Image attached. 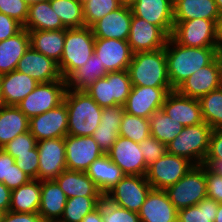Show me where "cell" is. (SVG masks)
I'll use <instances>...</instances> for the list:
<instances>
[{"label": "cell", "mask_w": 222, "mask_h": 222, "mask_svg": "<svg viewBox=\"0 0 222 222\" xmlns=\"http://www.w3.org/2000/svg\"><path fill=\"white\" fill-rule=\"evenodd\" d=\"M124 113L125 110L122 105L103 108L100 125L108 127H120Z\"/></svg>", "instance_id": "cell-52"}, {"label": "cell", "mask_w": 222, "mask_h": 222, "mask_svg": "<svg viewBox=\"0 0 222 222\" xmlns=\"http://www.w3.org/2000/svg\"><path fill=\"white\" fill-rule=\"evenodd\" d=\"M165 191L177 210L197 205L207 197L205 165H194L176 184Z\"/></svg>", "instance_id": "cell-6"}, {"label": "cell", "mask_w": 222, "mask_h": 222, "mask_svg": "<svg viewBox=\"0 0 222 222\" xmlns=\"http://www.w3.org/2000/svg\"><path fill=\"white\" fill-rule=\"evenodd\" d=\"M212 128L205 122L184 127L167 145V152L202 165L208 154Z\"/></svg>", "instance_id": "cell-5"}, {"label": "cell", "mask_w": 222, "mask_h": 222, "mask_svg": "<svg viewBox=\"0 0 222 222\" xmlns=\"http://www.w3.org/2000/svg\"><path fill=\"white\" fill-rule=\"evenodd\" d=\"M214 48L217 55L222 56V16L216 21Z\"/></svg>", "instance_id": "cell-57"}, {"label": "cell", "mask_w": 222, "mask_h": 222, "mask_svg": "<svg viewBox=\"0 0 222 222\" xmlns=\"http://www.w3.org/2000/svg\"><path fill=\"white\" fill-rule=\"evenodd\" d=\"M11 203V190L0 182V214L9 211Z\"/></svg>", "instance_id": "cell-56"}, {"label": "cell", "mask_w": 222, "mask_h": 222, "mask_svg": "<svg viewBox=\"0 0 222 222\" xmlns=\"http://www.w3.org/2000/svg\"><path fill=\"white\" fill-rule=\"evenodd\" d=\"M29 6H32L34 4L40 3V2H45L49 0H24Z\"/></svg>", "instance_id": "cell-62"}, {"label": "cell", "mask_w": 222, "mask_h": 222, "mask_svg": "<svg viewBox=\"0 0 222 222\" xmlns=\"http://www.w3.org/2000/svg\"><path fill=\"white\" fill-rule=\"evenodd\" d=\"M86 173L103 195L125 176L122 169L113 163L107 154L94 160Z\"/></svg>", "instance_id": "cell-28"}, {"label": "cell", "mask_w": 222, "mask_h": 222, "mask_svg": "<svg viewBox=\"0 0 222 222\" xmlns=\"http://www.w3.org/2000/svg\"><path fill=\"white\" fill-rule=\"evenodd\" d=\"M217 20H174L171 37L187 47H214Z\"/></svg>", "instance_id": "cell-10"}, {"label": "cell", "mask_w": 222, "mask_h": 222, "mask_svg": "<svg viewBox=\"0 0 222 222\" xmlns=\"http://www.w3.org/2000/svg\"><path fill=\"white\" fill-rule=\"evenodd\" d=\"M64 143L68 170L86 172L94 160L104 155L92 136L66 135Z\"/></svg>", "instance_id": "cell-14"}, {"label": "cell", "mask_w": 222, "mask_h": 222, "mask_svg": "<svg viewBox=\"0 0 222 222\" xmlns=\"http://www.w3.org/2000/svg\"><path fill=\"white\" fill-rule=\"evenodd\" d=\"M108 72L94 53L82 67L74 70L66 79V89L84 91Z\"/></svg>", "instance_id": "cell-31"}, {"label": "cell", "mask_w": 222, "mask_h": 222, "mask_svg": "<svg viewBox=\"0 0 222 222\" xmlns=\"http://www.w3.org/2000/svg\"><path fill=\"white\" fill-rule=\"evenodd\" d=\"M63 101L68 111V135L92 136L100 125L103 108L85 91L66 89Z\"/></svg>", "instance_id": "cell-2"}, {"label": "cell", "mask_w": 222, "mask_h": 222, "mask_svg": "<svg viewBox=\"0 0 222 222\" xmlns=\"http://www.w3.org/2000/svg\"><path fill=\"white\" fill-rule=\"evenodd\" d=\"M219 203L206 197L197 205L178 210L177 222H214Z\"/></svg>", "instance_id": "cell-38"}, {"label": "cell", "mask_w": 222, "mask_h": 222, "mask_svg": "<svg viewBox=\"0 0 222 222\" xmlns=\"http://www.w3.org/2000/svg\"><path fill=\"white\" fill-rule=\"evenodd\" d=\"M29 5L24 0H0V13L17 20L23 26L28 16Z\"/></svg>", "instance_id": "cell-48"}, {"label": "cell", "mask_w": 222, "mask_h": 222, "mask_svg": "<svg viewBox=\"0 0 222 222\" xmlns=\"http://www.w3.org/2000/svg\"><path fill=\"white\" fill-rule=\"evenodd\" d=\"M203 164L222 176V157H206Z\"/></svg>", "instance_id": "cell-58"}, {"label": "cell", "mask_w": 222, "mask_h": 222, "mask_svg": "<svg viewBox=\"0 0 222 222\" xmlns=\"http://www.w3.org/2000/svg\"><path fill=\"white\" fill-rule=\"evenodd\" d=\"M168 36L158 27L132 14L127 42L134 53L165 48Z\"/></svg>", "instance_id": "cell-17"}, {"label": "cell", "mask_w": 222, "mask_h": 222, "mask_svg": "<svg viewBox=\"0 0 222 222\" xmlns=\"http://www.w3.org/2000/svg\"><path fill=\"white\" fill-rule=\"evenodd\" d=\"M16 70L30 75L39 83L64 80L61 76L58 63L34 50L31 46L18 61Z\"/></svg>", "instance_id": "cell-20"}, {"label": "cell", "mask_w": 222, "mask_h": 222, "mask_svg": "<svg viewBox=\"0 0 222 222\" xmlns=\"http://www.w3.org/2000/svg\"><path fill=\"white\" fill-rule=\"evenodd\" d=\"M172 87L132 86L123 105L127 114L147 118L161 109Z\"/></svg>", "instance_id": "cell-11"}, {"label": "cell", "mask_w": 222, "mask_h": 222, "mask_svg": "<svg viewBox=\"0 0 222 222\" xmlns=\"http://www.w3.org/2000/svg\"><path fill=\"white\" fill-rule=\"evenodd\" d=\"M193 166L189 160L166 152L148 167L146 179L152 189L166 190L176 184Z\"/></svg>", "instance_id": "cell-9"}, {"label": "cell", "mask_w": 222, "mask_h": 222, "mask_svg": "<svg viewBox=\"0 0 222 222\" xmlns=\"http://www.w3.org/2000/svg\"><path fill=\"white\" fill-rule=\"evenodd\" d=\"M180 0H169V2L174 6L176 3H178Z\"/></svg>", "instance_id": "cell-65"}, {"label": "cell", "mask_w": 222, "mask_h": 222, "mask_svg": "<svg viewBox=\"0 0 222 222\" xmlns=\"http://www.w3.org/2000/svg\"><path fill=\"white\" fill-rule=\"evenodd\" d=\"M132 14L158 26L168 37L174 29V10L169 0H136Z\"/></svg>", "instance_id": "cell-19"}, {"label": "cell", "mask_w": 222, "mask_h": 222, "mask_svg": "<svg viewBox=\"0 0 222 222\" xmlns=\"http://www.w3.org/2000/svg\"><path fill=\"white\" fill-rule=\"evenodd\" d=\"M220 16H222V0H215Z\"/></svg>", "instance_id": "cell-63"}, {"label": "cell", "mask_w": 222, "mask_h": 222, "mask_svg": "<svg viewBox=\"0 0 222 222\" xmlns=\"http://www.w3.org/2000/svg\"><path fill=\"white\" fill-rule=\"evenodd\" d=\"M41 196V181L31 179L26 184L11 191L9 210L12 212L38 213Z\"/></svg>", "instance_id": "cell-32"}, {"label": "cell", "mask_w": 222, "mask_h": 222, "mask_svg": "<svg viewBox=\"0 0 222 222\" xmlns=\"http://www.w3.org/2000/svg\"><path fill=\"white\" fill-rule=\"evenodd\" d=\"M30 47V36L23 28L16 35L0 42V75L16 70L18 61Z\"/></svg>", "instance_id": "cell-27"}, {"label": "cell", "mask_w": 222, "mask_h": 222, "mask_svg": "<svg viewBox=\"0 0 222 222\" xmlns=\"http://www.w3.org/2000/svg\"><path fill=\"white\" fill-rule=\"evenodd\" d=\"M111 81L112 97L115 105H124L132 90V82L128 70L108 72L105 76Z\"/></svg>", "instance_id": "cell-42"}, {"label": "cell", "mask_w": 222, "mask_h": 222, "mask_svg": "<svg viewBox=\"0 0 222 222\" xmlns=\"http://www.w3.org/2000/svg\"><path fill=\"white\" fill-rule=\"evenodd\" d=\"M67 199L76 196L104 197L92 179L86 172L64 170L54 179Z\"/></svg>", "instance_id": "cell-26"}, {"label": "cell", "mask_w": 222, "mask_h": 222, "mask_svg": "<svg viewBox=\"0 0 222 222\" xmlns=\"http://www.w3.org/2000/svg\"><path fill=\"white\" fill-rule=\"evenodd\" d=\"M168 77L176 90L188 77L210 64L218 55L214 47H187L177 43L171 36L166 45Z\"/></svg>", "instance_id": "cell-1"}, {"label": "cell", "mask_w": 222, "mask_h": 222, "mask_svg": "<svg viewBox=\"0 0 222 222\" xmlns=\"http://www.w3.org/2000/svg\"><path fill=\"white\" fill-rule=\"evenodd\" d=\"M138 215L141 222H177L178 210L165 190L151 189Z\"/></svg>", "instance_id": "cell-23"}, {"label": "cell", "mask_w": 222, "mask_h": 222, "mask_svg": "<svg viewBox=\"0 0 222 222\" xmlns=\"http://www.w3.org/2000/svg\"><path fill=\"white\" fill-rule=\"evenodd\" d=\"M29 132L36 141L54 138H64L68 135V111L63 101L52 110L31 117Z\"/></svg>", "instance_id": "cell-13"}, {"label": "cell", "mask_w": 222, "mask_h": 222, "mask_svg": "<svg viewBox=\"0 0 222 222\" xmlns=\"http://www.w3.org/2000/svg\"><path fill=\"white\" fill-rule=\"evenodd\" d=\"M101 108L114 106L111 81L106 77L99 78L95 83L84 90Z\"/></svg>", "instance_id": "cell-45"}, {"label": "cell", "mask_w": 222, "mask_h": 222, "mask_svg": "<svg viewBox=\"0 0 222 222\" xmlns=\"http://www.w3.org/2000/svg\"><path fill=\"white\" fill-rule=\"evenodd\" d=\"M214 222H222V203H219L218 211Z\"/></svg>", "instance_id": "cell-60"}, {"label": "cell", "mask_w": 222, "mask_h": 222, "mask_svg": "<svg viewBox=\"0 0 222 222\" xmlns=\"http://www.w3.org/2000/svg\"><path fill=\"white\" fill-rule=\"evenodd\" d=\"M30 36V46L44 54L46 57L59 63L62 58L65 29L60 30H28Z\"/></svg>", "instance_id": "cell-29"}, {"label": "cell", "mask_w": 222, "mask_h": 222, "mask_svg": "<svg viewBox=\"0 0 222 222\" xmlns=\"http://www.w3.org/2000/svg\"><path fill=\"white\" fill-rule=\"evenodd\" d=\"M50 5L66 29L85 27L83 5L78 0H50Z\"/></svg>", "instance_id": "cell-36"}, {"label": "cell", "mask_w": 222, "mask_h": 222, "mask_svg": "<svg viewBox=\"0 0 222 222\" xmlns=\"http://www.w3.org/2000/svg\"><path fill=\"white\" fill-rule=\"evenodd\" d=\"M27 131L29 118L17 106L5 105L0 110V149Z\"/></svg>", "instance_id": "cell-30"}, {"label": "cell", "mask_w": 222, "mask_h": 222, "mask_svg": "<svg viewBox=\"0 0 222 222\" xmlns=\"http://www.w3.org/2000/svg\"><path fill=\"white\" fill-rule=\"evenodd\" d=\"M123 6H131L136 0H118Z\"/></svg>", "instance_id": "cell-61"}, {"label": "cell", "mask_w": 222, "mask_h": 222, "mask_svg": "<svg viewBox=\"0 0 222 222\" xmlns=\"http://www.w3.org/2000/svg\"><path fill=\"white\" fill-rule=\"evenodd\" d=\"M128 73L132 86L171 87L165 48L134 53Z\"/></svg>", "instance_id": "cell-3"}, {"label": "cell", "mask_w": 222, "mask_h": 222, "mask_svg": "<svg viewBox=\"0 0 222 222\" xmlns=\"http://www.w3.org/2000/svg\"><path fill=\"white\" fill-rule=\"evenodd\" d=\"M174 20H218L220 14L215 0H180L173 6Z\"/></svg>", "instance_id": "cell-33"}, {"label": "cell", "mask_w": 222, "mask_h": 222, "mask_svg": "<svg viewBox=\"0 0 222 222\" xmlns=\"http://www.w3.org/2000/svg\"><path fill=\"white\" fill-rule=\"evenodd\" d=\"M151 136L166 146L176 138L184 128L182 124L163 112L162 109L155 111L150 117Z\"/></svg>", "instance_id": "cell-35"}, {"label": "cell", "mask_w": 222, "mask_h": 222, "mask_svg": "<svg viewBox=\"0 0 222 222\" xmlns=\"http://www.w3.org/2000/svg\"><path fill=\"white\" fill-rule=\"evenodd\" d=\"M206 157H222V128L212 130Z\"/></svg>", "instance_id": "cell-55"}, {"label": "cell", "mask_w": 222, "mask_h": 222, "mask_svg": "<svg viewBox=\"0 0 222 222\" xmlns=\"http://www.w3.org/2000/svg\"><path fill=\"white\" fill-rule=\"evenodd\" d=\"M121 6L118 0H90L83 5L85 26L95 22Z\"/></svg>", "instance_id": "cell-43"}, {"label": "cell", "mask_w": 222, "mask_h": 222, "mask_svg": "<svg viewBox=\"0 0 222 222\" xmlns=\"http://www.w3.org/2000/svg\"><path fill=\"white\" fill-rule=\"evenodd\" d=\"M37 146V141L29 132H25L16 136L12 141L8 142L2 149L10 154L14 159L19 155L33 154V149Z\"/></svg>", "instance_id": "cell-46"}, {"label": "cell", "mask_w": 222, "mask_h": 222, "mask_svg": "<svg viewBox=\"0 0 222 222\" xmlns=\"http://www.w3.org/2000/svg\"><path fill=\"white\" fill-rule=\"evenodd\" d=\"M139 146L147 168L167 152V146L151 135L139 143Z\"/></svg>", "instance_id": "cell-47"}, {"label": "cell", "mask_w": 222, "mask_h": 222, "mask_svg": "<svg viewBox=\"0 0 222 222\" xmlns=\"http://www.w3.org/2000/svg\"><path fill=\"white\" fill-rule=\"evenodd\" d=\"M39 155L38 179L54 180L67 169L64 138L45 139L37 142Z\"/></svg>", "instance_id": "cell-15"}, {"label": "cell", "mask_w": 222, "mask_h": 222, "mask_svg": "<svg viewBox=\"0 0 222 222\" xmlns=\"http://www.w3.org/2000/svg\"><path fill=\"white\" fill-rule=\"evenodd\" d=\"M38 84L30 75L17 70L0 75V89L5 105L17 106Z\"/></svg>", "instance_id": "cell-24"}, {"label": "cell", "mask_w": 222, "mask_h": 222, "mask_svg": "<svg viewBox=\"0 0 222 222\" xmlns=\"http://www.w3.org/2000/svg\"><path fill=\"white\" fill-rule=\"evenodd\" d=\"M107 155L125 175L144 176L147 173L148 168L139 143L131 139L119 136Z\"/></svg>", "instance_id": "cell-16"}, {"label": "cell", "mask_w": 222, "mask_h": 222, "mask_svg": "<svg viewBox=\"0 0 222 222\" xmlns=\"http://www.w3.org/2000/svg\"><path fill=\"white\" fill-rule=\"evenodd\" d=\"M150 135L149 119L124 113L120 123L119 136L141 143Z\"/></svg>", "instance_id": "cell-41"}, {"label": "cell", "mask_w": 222, "mask_h": 222, "mask_svg": "<svg viewBox=\"0 0 222 222\" xmlns=\"http://www.w3.org/2000/svg\"><path fill=\"white\" fill-rule=\"evenodd\" d=\"M66 92L65 80L39 83L17 107L30 119L61 104Z\"/></svg>", "instance_id": "cell-8"}, {"label": "cell", "mask_w": 222, "mask_h": 222, "mask_svg": "<svg viewBox=\"0 0 222 222\" xmlns=\"http://www.w3.org/2000/svg\"><path fill=\"white\" fill-rule=\"evenodd\" d=\"M103 222H141L137 212L119 207L105 197L102 199Z\"/></svg>", "instance_id": "cell-44"}, {"label": "cell", "mask_w": 222, "mask_h": 222, "mask_svg": "<svg viewBox=\"0 0 222 222\" xmlns=\"http://www.w3.org/2000/svg\"><path fill=\"white\" fill-rule=\"evenodd\" d=\"M67 197L55 180L41 181L38 214L45 222H58L63 214Z\"/></svg>", "instance_id": "cell-25"}, {"label": "cell", "mask_w": 222, "mask_h": 222, "mask_svg": "<svg viewBox=\"0 0 222 222\" xmlns=\"http://www.w3.org/2000/svg\"><path fill=\"white\" fill-rule=\"evenodd\" d=\"M104 197L76 196L67 199L63 214L58 222H81L96 209Z\"/></svg>", "instance_id": "cell-37"}, {"label": "cell", "mask_w": 222, "mask_h": 222, "mask_svg": "<svg viewBox=\"0 0 222 222\" xmlns=\"http://www.w3.org/2000/svg\"><path fill=\"white\" fill-rule=\"evenodd\" d=\"M132 10L121 5L91 26L95 38L127 40L130 32Z\"/></svg>", "instance_id": "cell-22"}, {"label": "cell", "mask_w": 222, "mask_h": 222, "mask_svg": "<svg viewBox=\"0 0 222 222\" xmlns=\"http://www.w3.org/2000/svg\"><path fill=\"white\" fill-rule=\"evenodd\" d=\"M82 5H84L86 2L90 1V0H78Z\"/></svg>", "instance_id": "cell-66"}, {"label": "cell", "mask_w": 222, "mask_h": 222, "mask_svg": "<svg viewBox=\"0 0 222 222\" xmlns=\"http://www.w3.org/2000/svg\"><path fill=\"white\" fill-rule=\"evenodd\" d=\"M119 129L120 127H108L103 125H99L95 129L92 137L104 154H107L111 150L112 145L119 138Z\"/></svg>", "instance_id": "cell-49"}, {"label": "cell", "mask_w": 222, "mask_h": 222, "mask_svg": "<svg viewBox=\"0 0 222 222\" xmlns=\"http://www.w3.org/2000/svg\"><path fill=\"white\" fill-rule=\"evenodd\" d=\"M32 178L17 167L15 159L0 149V182L11 191L29 182Z\"/></svg>", "instance_id": "cell-40"}, {"label": "cell", "mask_w": 222, "mask_h": 222, "mask_svg": "<svg viewBox=\"0 0 222 222\" xmlns=\"http://www.w3.org/2000/svg\"><path fill=\"white\" fill-rule=\"evenodd\" d=\"M161 109L184 127L204 122L199 100L184 96L177 90L168 93Z\"/></svg>", "instance_id": "cell-21"}, {"label": "cell", "mask_w": 222, "mask_h": 222, "mask_svg": "<svg viewBox=\"0 0 222 222\" xmlns=\"http://www.w3.org/2000/svg\"><path fill=\"white\" fill-rule=\"evenodd\" d=\"M0 222H45L38 213L7 211L0 214Z\"/></svg>", "instance_id": "cell-54"}, {"label": "cell", "mask_w": 222, "mask_h": 222, "mask_svg": "<svg viewBox=\"0 0 222 222\" xmlns=\"http://www.w3.org/2000/svg\"><path fill=\"white\" fill-rule=\"evenodd\" d=\"M207 197L222 203V176L205 165Z\"/></svg>", "instance_id": "cell-51"}, {"label": "cell", "mask_w": 222, "mask_h": 222, "mask_svg": "<svg viewBox=\"0 0 222 222\" xmlns=\"http://www.w3.org/2000/svg\"><path fill=\"white\" fill-rule=\"evenodd\" d=\"M81 222H103L102 219V201L100 202L99 206L85 215Z\"/></svg>", "instance_id": "cell-59"}, {"label": "cell", "mask_w": 222, "mask_h": 222, "mask_svg": "<svg viewBox=\"0 0 222 222\" xmlns=\"http://www.w3.org/2000/svg\"><path fill=\"white\" fill-rule=\"evenodd\" d=\"M15 163L32 179H38L39 155L37 146L33 149V154L19 155L15 159Z\"/></svg>", "instance_id": "cell-50"}, {"label": "cell", "mask_w": 222, "mask_h": 222, "mask_svg": "<svg viewBox=\"0 0 222 222\" xmlns=\"http://www.w3.org/2000/svg\"><path fill=\"white\" fill-rule=\"evenodd\" d=\"M23 29V25L17 20L0 13V42L10 38Z\"/></svg>", "instance_id": "cell-53"}, {"label": "cell", "mask_w": 222, "mask_h": 222, "mask_svg": "<svg viewBox=\"0 0 222 222\" xmlns=\"http://www.w3.org/2000/svg\"><path fill=\"white\" fill-rule=\"evenodd\" d=\"M151 189L146 175H125L104 197L119 207L138 213Z\"/></svg>", "instance_id": "cell-7"}, {"label": "cell", "mask_w": 222, "mask_h": 222, "mask_svg": "<svg viewBox=\"0 0 222 222\" xmlns=\"http://www.w3.org/2000/svg\"><path fill=\"white\" fill-rule=\"evenodd\" d=\"M5 106L3 97H2V93H1V89H0V110Z\"/></svg>", "instance_id": "cell-64"}, {"label": "cell", "mask_w": 222, "mask_h": 222, "mask_svg": "<svg viewBox=\"0 0 222 222\" xmlns=\"http://www.w3.org/2000/svg\"><path fill=\"white\" fill-rule=\"evenodd\" d=\"M94 53L107 72L128 70L133 52L127 40L95 38Z\"/></svg>", "instance_id": "cell-18"}, {"label": "cell", "mask_w": 222, "mask_h": 222, "mask_svg": "<svg viewBox=\"0 0 222 222\" xmlns=\"http://www.w3.org/2000/svg\"><path fill=\"white\" fill-rule=\"evenodd\" d=\"M202 118L212 129L222 128V87L199 99Z\"/></svg>", "instance_id": "cell-39"}, {"label": "cell", "mask_w": 222, "mask_h": 222, "mask_svg": "<svg viewBox=\"0 0 222 222\" xmlns=\"http://www.w3.org/2000/svg\"><path fill=\"white\" fill-rule=\"evenodd\" d=\"M95 37L91 27L65 29V43L58 67L65 80L94 54Z\"/></svg>", "instance_id": "cell-4"}, {"label": "cell", "mask_w": 222, "mask_h": 222, "mask_svg": "<svg viewBox=\"0 0 222 222\" xmlns=\"http://www.w3.org/2000/svg\"><path fill=\"white\" fill-rule=\"evenodd\" d=\"M220 87H222V56H217L210 64L188 77L176 90L184 96L199 99Z\"/></svg>", "instance_id": "cell-12"}, {"label": "cell", "mask_w": 222, "mask_h": 222, "mask_svg": "<svg viewBox=\"0 0 222 222\" xmlns=\"http://www.w3.org/2000/svg\"><path fill=\"white\" fill-rule=\"evenodd\" d=\"M23 28L42 31L66 29L59 16L52 9L50 0L29 6L28 16Z\"/></svg>", "instance_id": "cell-34"}]
</instances>
